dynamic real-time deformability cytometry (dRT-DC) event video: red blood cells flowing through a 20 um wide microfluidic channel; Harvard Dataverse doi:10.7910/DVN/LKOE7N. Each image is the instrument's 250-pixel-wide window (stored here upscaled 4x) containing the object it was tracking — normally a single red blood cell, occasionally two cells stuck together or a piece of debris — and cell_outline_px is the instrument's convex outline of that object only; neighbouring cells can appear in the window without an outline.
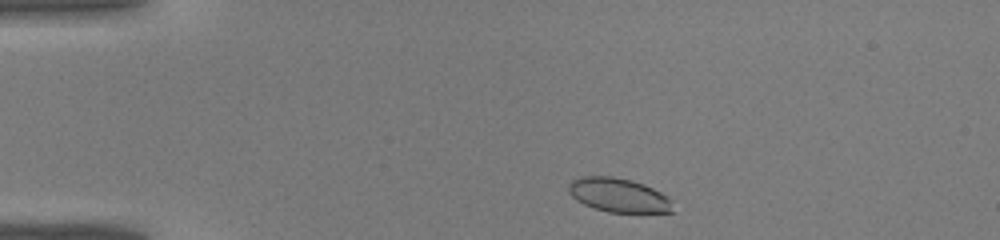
{"species": "common noctule bat (a hibernating species)", "species_latin": "Nyctalus noctula", "temperature_condition": "warm", "stored_images_in_passage": 36, "camera_frame_rate_fps": 3000, "um_per_image_px": 0.085, "animal": {"sex": "male", "body_mass_g": 19.0, "forearm_length_mm": 50.8}, "frame": {"image": 1, "passage_image": 2, "time_ms": 0.333, "image_size_px": [1000, 240], "cell_outline_px": [[672, 212], [608, 212], [584, 204], [576, 200], [568, 192], [568, 184], [572, 180], [580, 176], [612, 176], [632, 180], [644, 184], [668, 196], [672, 200]], "centroid_in_image_um": [52.56, 16.57], "position_along_channel_um": 32.4, "area_um2": 20.69}}
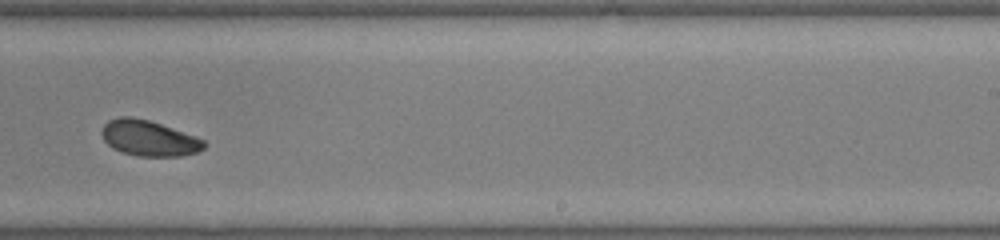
{"frame": {"image": 2, "passage_image": 21, "time_ms": 6.667, "image_size_px": [1000, 240], "cell_outline_px": [[208, 144], [204, 148], [196, 152], [180, 156], [136, 156], [120, 152], [112, 148], [104, 140], [100, 132], [104, 124], [108, 120], [120, 116], [132, 116], [148, 120], [196, 136], [204, 140]], "centroid_in_image_um": [12.63, 11.75], "position_along_channel_um": 276.4, "area_um2": 21.39}}
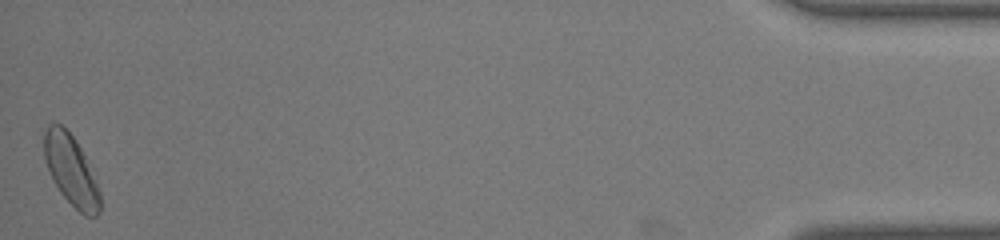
{"frame": {"image": 3, "passage_image": 36, "time_ms": 11.667, "image_size_px": [1000, 240], "cell_outline_px": [[100, 212], [96, 216], [84, 216], [60, 192], [48, 168], [44, 156], [44, 132], [48, 124], [60, 124], [76, 140], [96, 180], [100, 192]], "centroid_in_image_um": [6.05, 14.48], "position_along_channel_um": 429.2, "area_um2": 22.37}}